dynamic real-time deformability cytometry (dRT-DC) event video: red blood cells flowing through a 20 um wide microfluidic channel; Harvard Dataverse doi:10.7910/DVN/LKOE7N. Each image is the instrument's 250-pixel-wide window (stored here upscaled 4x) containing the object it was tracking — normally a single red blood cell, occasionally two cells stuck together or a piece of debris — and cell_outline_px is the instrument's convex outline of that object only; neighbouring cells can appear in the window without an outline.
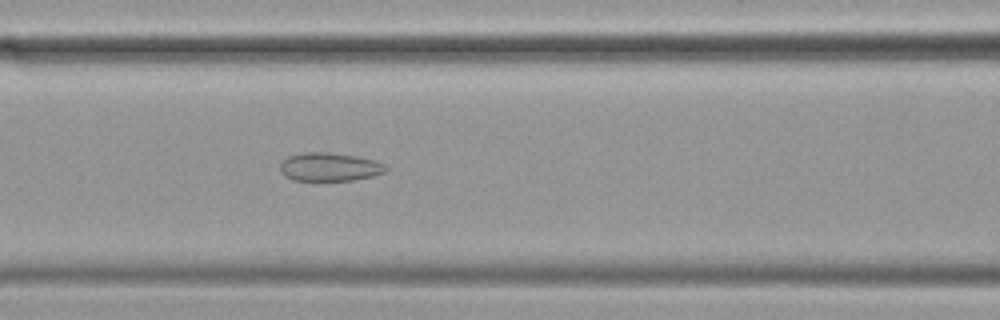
{"species": "common noctule bat (a hibernating species)", "species_latin": "Nyctalus noctula", "temperature_condition": "cold", "stored_images_in_passage": 53, "camera_frame_rate_fps": 3000, "um_per_image_px": 0.085, "animal": {"sex": "female", "body_mass_g": 19.9}, "frame": {"image": 1, "passage_image": 20, "time_ms": 6.333, "image_size_px": [1000, 320], "cell_outline_px": [[388, 172], [372, 176], [352, 180], [292, 180], [284, 176], [280, 172], [280, 164], [288, 156], [304, 152], [328, 152], [356, 156], [376, 160], [384, 164], [388, 168]], "centroid_in_image_um": [28.02, 14.18], "position_along_channel_um": 138.6, "area_um2": 17.63}}
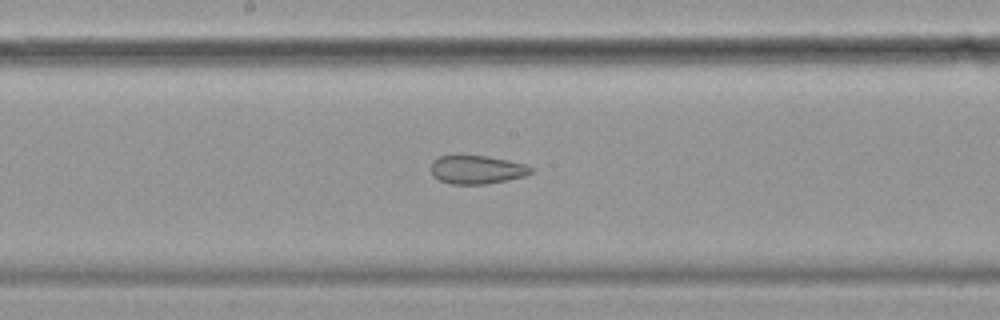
{"frame": {"image": 2, "passage_image": 26, "time_ms": 8.333, "image_size_px": [1000, 320], "cell_outline_px": [[532, 172], [524, 176], [484, 184], [452, 184], [440, 180], [432, 176], [432, 160], [440, 156], [488, 156], [508, 160], [524, 164], [532, 168]], "centroid_in_image_um": [40.51, 14.42], "position_along_channel_um": 207.7, "area_um2": 16.3}}
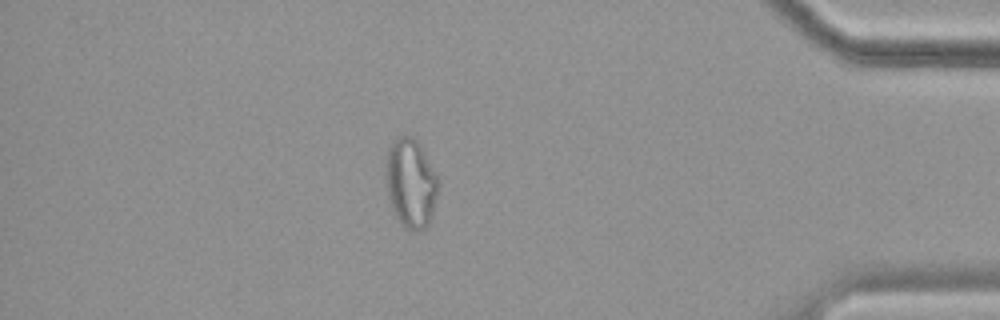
{"frame": {"image": 3, "passage_image": 46, "time_ms": 15.0, "image_size_px": [1000, 320], "cell_outline_px": [[440, 184], [432, 216], [428, 224], [424, 228], [416, 232], [412, 232], [400, 224], [392, 208], [388, 196], [384, 176], [388, 148], [392, 140], [400, 136], [408, 136], [416, 140], [420, 144]], "centroid_in_image_um": [34.9, 15.59], "position_along_channel_um": 400.3, "area_um2": 27.46}, "authors_computed_cell_mechanics": {"area_um2": 23.5246, "velocity_mm_per_s": 3.4822, "shape_relaxation_time_tau1_ms": null, "shape_relaxation_time_tau2_ms": 2.6284, "deformation_change_tau1": null, "deformation_change_tau2": 0.0853}}